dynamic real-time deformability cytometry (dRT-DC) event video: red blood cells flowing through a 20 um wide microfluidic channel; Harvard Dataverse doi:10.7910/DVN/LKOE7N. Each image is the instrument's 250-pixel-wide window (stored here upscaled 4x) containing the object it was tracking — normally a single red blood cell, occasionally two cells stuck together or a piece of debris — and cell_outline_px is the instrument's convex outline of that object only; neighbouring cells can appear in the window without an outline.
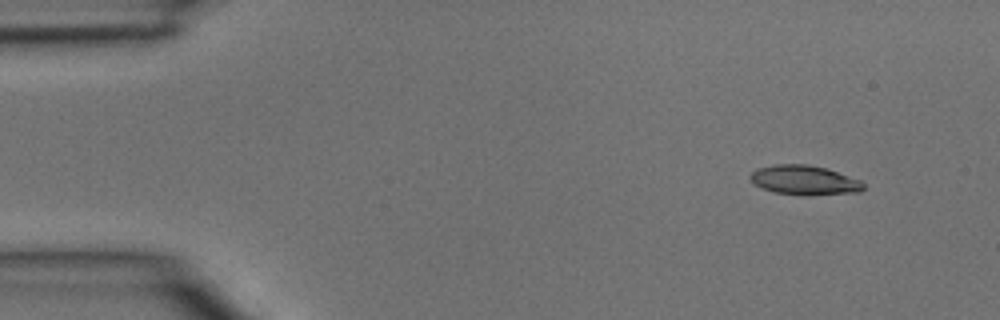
{"species": "common noctule bat (a hibernating species)", "species_latin": "Nyctalus noctula", "temperature_condition": "room temperature", "stored_images_in_passage": 3, "camera_frame_rate_fps": 3000, "um_per_image_px": 0.085, "animal": {"sex": "male", "body_mass_g": 15.6}, "frame": {"image": 1, "passage_image": 1, "time_ms": 0.0, "image_size_px": [1000, 320], "cell_outline_px": [[864, 188], [860, 192], [776, 192], [752, 184], [748, 176], [756, 168], [772, 164], [808, 164], [828, 168], [860, 180], [864, 184]], "centroid_in_image_um": [68.3, 15.23], "position_along_channel_um": 16.7, "area_um2": 18.55}}
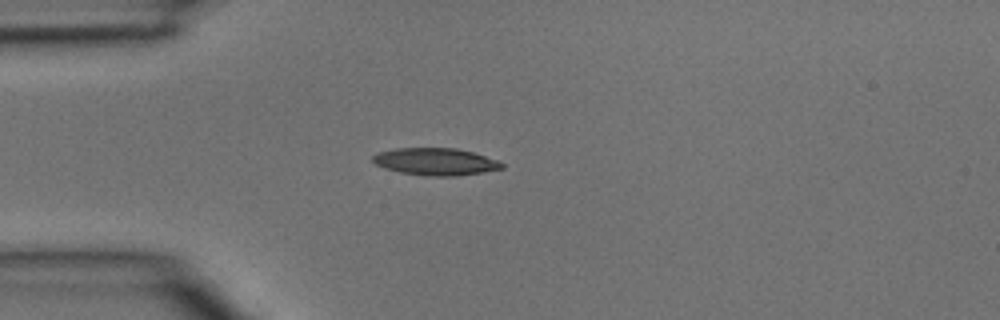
{"frame": {"image": 2, "passage_image": 3, "time_ms": 0.667, "image_size_px": [1000, 320], "cell_outline_px": [[504, 168], [484, 172], [456, 176], [428, 176], [400, 172], [384, 168], [376, 164], [372, 160], [372, 156], [376, 152], [396, 148], [456, 148], [472, 152], [496, 160], [504, 164]], "centroid_in_image_um": [36.99, 13.74], "position_along_channel_um": 48.0, "area_um2": 20.46}}